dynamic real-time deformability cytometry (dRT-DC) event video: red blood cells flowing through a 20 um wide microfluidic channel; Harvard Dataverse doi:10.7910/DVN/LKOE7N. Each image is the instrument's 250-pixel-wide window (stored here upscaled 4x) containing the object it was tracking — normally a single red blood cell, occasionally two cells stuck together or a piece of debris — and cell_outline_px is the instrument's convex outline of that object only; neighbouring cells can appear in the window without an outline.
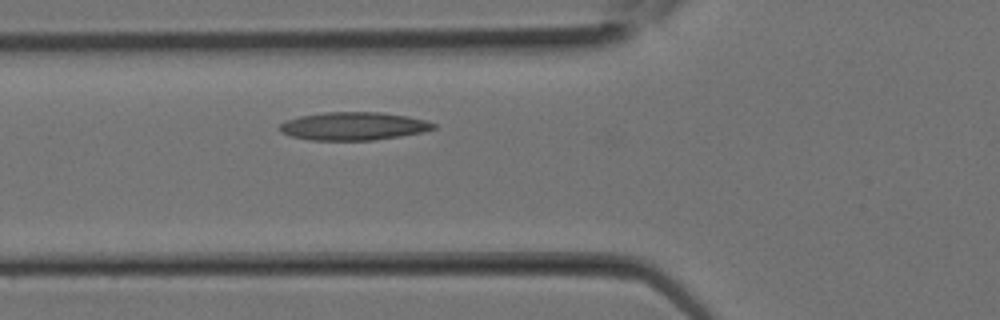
{"species": "Egyptian fruit bat (a non-hibernating species)", "species_latin": "Rousettus aegyptiacus", "temperature_condition": "room temperature", "stored_images_in_passage": 2, "camera_frame_rate_fps": 3000, "um_per_image_px": 0.085, "animal": {"sex": "female"}, "frame": {"image": 1, "passage_image": 2, "time_ms": 0.333, "image_size_px": [1000, 320], "cell_outline_px": [[436, 128], [424, 132], [400, 136], [372, 140], [312, 140], [292, 136], [280, 132], [280, 124], [288, 120], [300, 116], [324, 112], [384, 112], [408, 116], [424, 120], [436, 124]], "centroid_in_image_um": [30.08, 10.71], "position_along_channel_um": 95.7, "area_um2": 25.09}}